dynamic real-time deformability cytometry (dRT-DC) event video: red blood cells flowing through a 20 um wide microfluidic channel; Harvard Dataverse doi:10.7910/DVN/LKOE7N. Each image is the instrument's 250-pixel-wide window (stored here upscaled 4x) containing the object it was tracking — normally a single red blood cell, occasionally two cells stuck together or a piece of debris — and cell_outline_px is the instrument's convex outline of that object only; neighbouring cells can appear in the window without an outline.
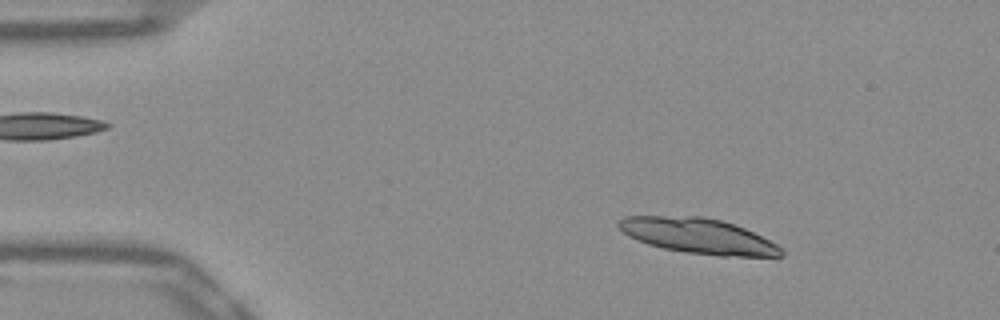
{"species": "Egyptian fruit bat (a non-hibernating species)", "species_latin": "Rousettus aegyptiacus", "temperature_condition": "warm", "stored_images_in_passage": 24, "camera_frame_rate_fps": 3000, "um_per_image_px": 0.085, "frame": {"image": 1, "passage_image": 7, "time_ms": 2.0, "image_size_px": [1000, 320], "cell_outline_px": [[784, 256], [720, 256], [684, 252], [664, 248], [648, 244], [636, 240], [628, 236], [616, 224], [616, 220], [624, 216], [704, 216], [720, 220], [744, 228], [776, 244], [784, 252]], "centroid_in_image_um": [59.29, 20.05], "position_along_channel_um": 25.7, "area_um2": 33.29}}